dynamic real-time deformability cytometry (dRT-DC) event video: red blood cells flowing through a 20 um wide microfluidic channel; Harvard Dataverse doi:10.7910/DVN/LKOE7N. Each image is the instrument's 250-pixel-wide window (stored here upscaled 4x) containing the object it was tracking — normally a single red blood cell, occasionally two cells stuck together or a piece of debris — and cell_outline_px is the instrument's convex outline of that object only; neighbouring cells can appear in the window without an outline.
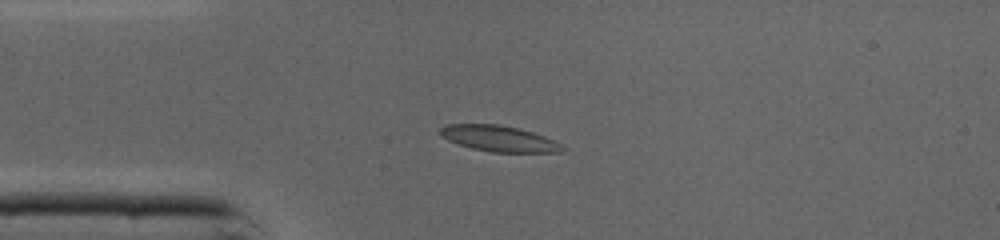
{"species": "common noctule bat (a hibernating species)", "species_latin": "Nyctalus noctula", "temperature_condition": "cold", "stored_images_in_passage": 36, "camera_frame_rate_fps": 3000, "um_per_image_px": 0.085, "animal": {"sex": "male", "body_mass_g": 19.0, "forearm_length_mm": 50.8}, "frame": {"image": 1, "passage_image": 1, "time_ms": 0.0, "image_size_px": [1000, 240], "cell_outline_px": [[568, 148], [564, 152], [492, 152], [472, 148], [448, 140], [440, 136], [440, 128], [444, 124], [500, 124], [520, 128], [544, 136]], "centroid_in_image_um": [42.42, 11.77], "position_along_channel_um": 42.6, "area_um2": 18.5}}
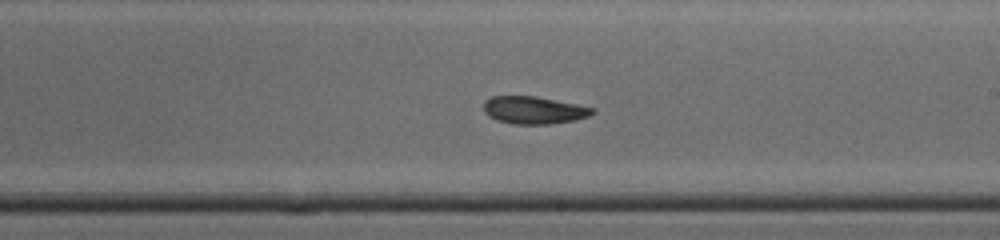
{"frame": {"image": 2, "passage_image": 16, "time_ms": 5.0, "image_size_px": [1000, 240], "cell_outline_px": [[596, 112], [588, 116], [576, 120], [552, 124], [512, 124], [496, 120], [488, 116], [484, 112], [484, 100], [492, 96], [536, 96], [596, 108]], "centroid_in_image_um": [45.38, 9.36], "position_along_channel_um": 243.6, "area_um2": 17.63}}
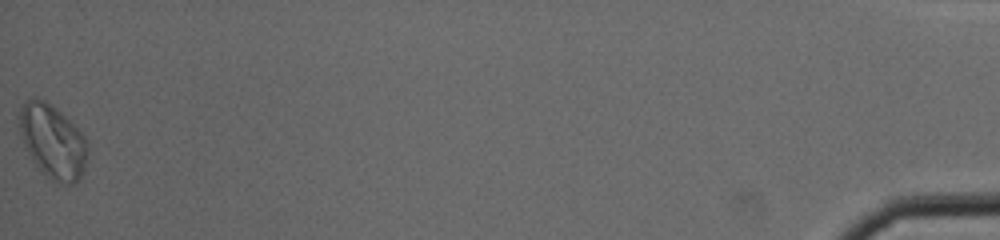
{"frame": {"image": 3, "passage_image": 36, "time_ms": 11.667, "image_size_px": [1000, 240], "cell_outline_px": [[88, 152], [84, 168], [80, 176], [72, 184], [60, 184], [44, 176], [40, 172], [32, 160], [24, 144], [20, 132], [20, 108], [24, 100], [44, 100], [56, 108], [84, 136], [88, 144]], "centroid_in_image_um": [4.48, 12.06], "position_along_channel_um": 430.7, "area_um2": 28.96}, "authors_computed_cell_mechanics": {"area_um2": 18.9006, "velocity_mm_per_s": 4.3494, "shape_relaxation_time_tau1_ms": null, "shape_relaxation_time_tau2_ms": 2.9183, "deformation_change_tau1": null, "deformation_change_tau2": 0.0738}}